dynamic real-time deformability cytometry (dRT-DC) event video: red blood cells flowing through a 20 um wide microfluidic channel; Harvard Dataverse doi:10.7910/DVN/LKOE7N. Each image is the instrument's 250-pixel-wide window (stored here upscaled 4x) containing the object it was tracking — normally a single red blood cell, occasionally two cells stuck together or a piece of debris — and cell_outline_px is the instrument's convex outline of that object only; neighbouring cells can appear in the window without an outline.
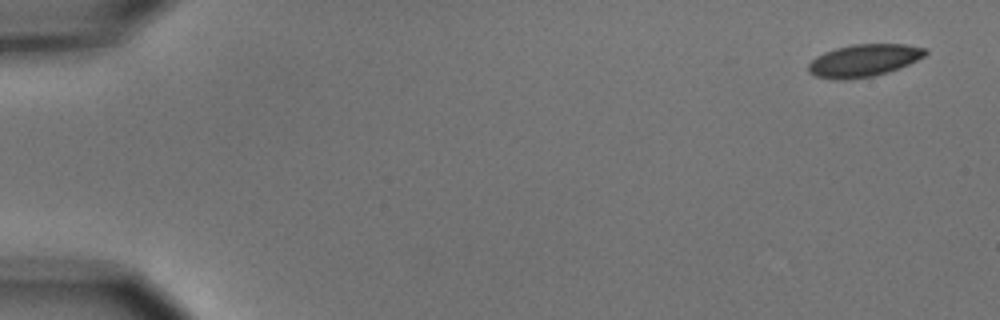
{"species": "common noctule bat (a hibernating species)", "species_latin": "Nyctalus noctula", "temperature_condition": "cold", "stored_images_in_passage": 4, "camera_frame_rate_fps": 3000, "um_per_image_px": 0.085, "animal": {"sex": "male", "body_mass_g": 15.6}, "frame": {"image": 1, "passage_image": 1, "time_ms": 0.0, "image_size_px": [1000, 320], "cell_outline_px": [[928, 52], [924, 56], [900, 68], [888, 72], [872, 76], [848, 80], [832, 80], [816, 76], [808, 72], [808, 64], [816, 56], [824, 52], [836, 48], [852, 44], [904, 44], [928, 48]], "centroid_in_image_um": [73.41, 5.14], "position_along_channel_um": 11.6, "area_um2": 22.25}}
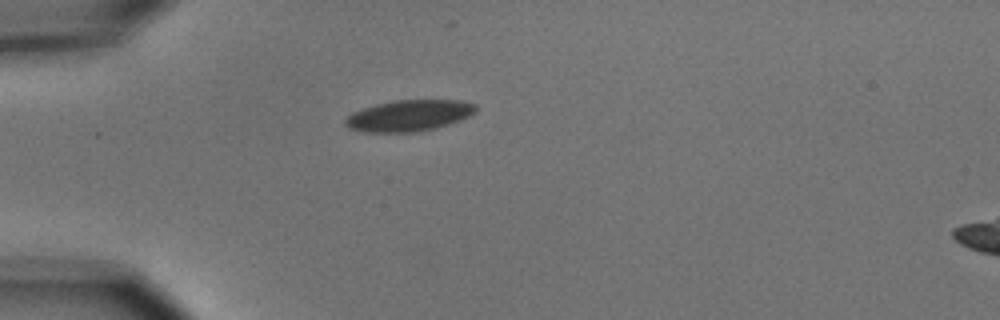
{"frame": {"image": 2, "passage_image": 4, "time_ms": 4.333, "image_size_px": [1000, 320], "cell_outline_px": [[476, 112], [460, 120], [436, 128], [416, 132], [364, 132], [348, 128], [344, 124], [344, 120], [352, 112], [376, 104], [396, 100], [460, 100], [476, 104]], "centroid_in_image_um": [34.75, 9.83], "position_along_channel_um": 50.2, "area_um2": 23.76}}